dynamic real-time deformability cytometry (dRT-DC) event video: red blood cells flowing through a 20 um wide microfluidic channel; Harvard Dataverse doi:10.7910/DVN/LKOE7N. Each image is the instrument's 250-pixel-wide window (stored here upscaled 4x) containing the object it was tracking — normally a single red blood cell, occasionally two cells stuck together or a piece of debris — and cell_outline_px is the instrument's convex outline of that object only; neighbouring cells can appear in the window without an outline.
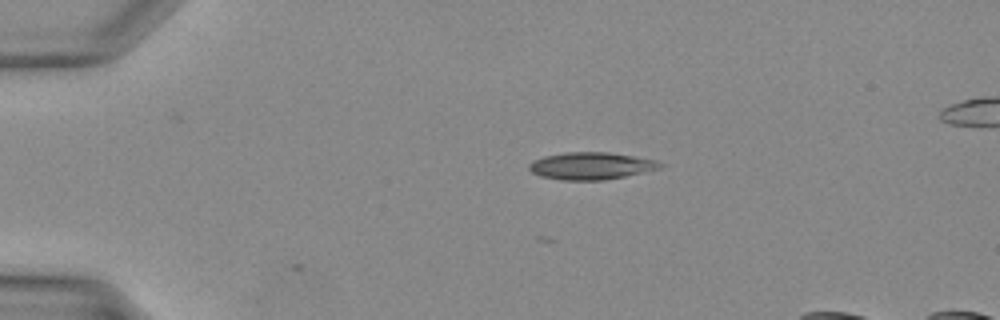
{"species": "Egyptian fruit bat (a non-hibernating species)", "species_latin": "Rousettus aegyptiacus", "temperature_condition": "warm", "stored_images_in_passage": 5, "camera_frame_rate_fps": 3000, "um_per_image_px": 0.085, "animal": {"sex": "female"}, "frame": {"image": 1, "passage_image": 1, "time_ms": 0.0, "image_size_px": [1000, 320], "cell_outline_px": [[664, 164], [660, 168], [624, 176], [604, 180], [564, 180], [540, 176], [532, 172], [528, 168], [528, 164], [532, 160], [544, 156], [564, 152], [608, 152], [656, 160]], "centroid_in_image_um": [50.19, 14.09], "position_along_channel_um": 34.8, "area_um2": 20.69}}